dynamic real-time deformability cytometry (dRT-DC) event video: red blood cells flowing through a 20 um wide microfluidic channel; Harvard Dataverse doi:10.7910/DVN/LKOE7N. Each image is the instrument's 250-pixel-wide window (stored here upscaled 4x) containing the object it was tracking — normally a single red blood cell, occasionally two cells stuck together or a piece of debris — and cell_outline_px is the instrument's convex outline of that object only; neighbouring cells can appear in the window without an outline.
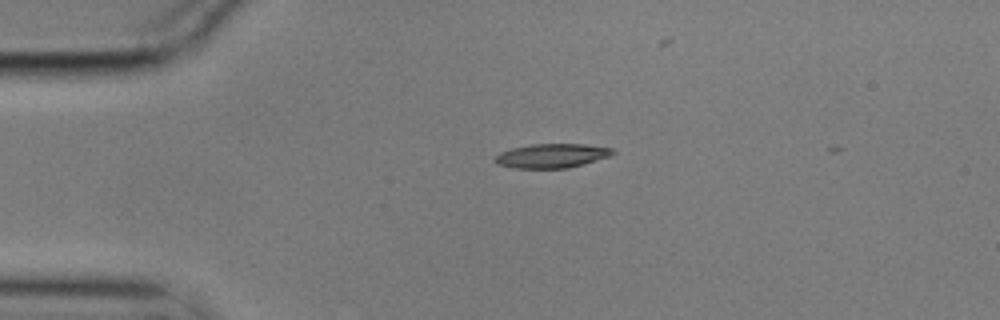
{"species": "common noctule bat (a hibernating species)", "species_latin": "Nyctalus noctula", "temperature_condition": "cold", "stored_images_in_passage": 42, "camera_frame_rate_fps": 3000, "um_per_image_px": 0.085, "animal": {"sex": "male", "body_mass_g": 17.9}, "frame": {"image": 1, "passage_image": 1, "time_ms": 0.0, "image_size_px": [1000, 320], "cell_outline_px": [[616, 152], [608, 156], [584, 164], [568, 168], [512, 168], [496, 164], [492, 160], [500, 152], [512, 148], [532, 144], [584, 144], [612, 148]], "centroid_in_image_um": [46.86, 13.24], "position_along_channel_um": 38.1, "area_um2": 16.59}}
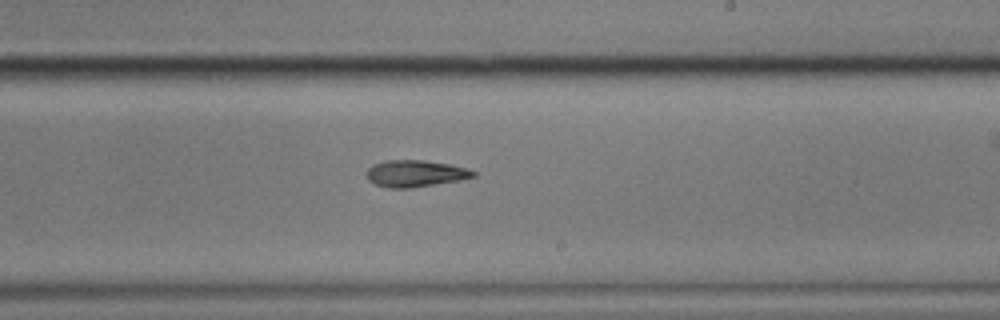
{"frame": {"image": 2, "passage_image": 22, "time_ms": 7.0, "image_size_px": [1000, 320], "cell_outline_px": [[476, 176], [460, 180], [408, 188], [388, 188], [376, 184], [368, 180], [368, 168], [372, 164], [384, 160], [424, 160], [448, 164], [464, 168], [476, 172]], "centroid_in_image_um": [35.27, 14.74], "position_along_channel_um": 253.7, "area_um2": 16.42}}
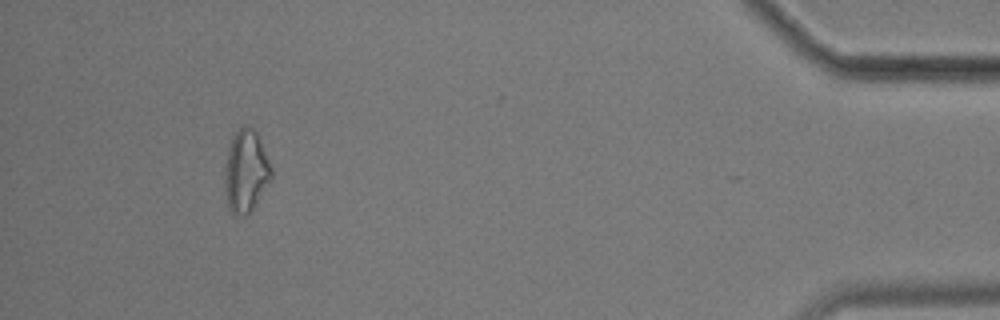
{"frame": {"image": 3, "passage_image": 41, "time_ms": 13.333, "image_size_px": [1000, 320], "cell_outline_px": [[272, 180], [248, 216], [240, 216], [232, 212], [228, 208], [224, 188], [224, 176], [228, 148], [236, 132], [244, 124], [248, 124], [256, 132], [260, 140], [272, 168]], "centroid_in_image_um": [20.91, 14.59], "position_along_channel_um": 414.3, "area_um2": 22.54}, "authors_computed_cell_mechanics": {"area_um2": 16.7042, "velocity_mm_per_s": 3.5223, "shape_relaxation_time_tau1_ms": 5.8656, "shape_relaxation_time_tau2_ms": 5.3136, "deformation_change_tau1": 0.1886, "deformation_change_tau2": 0.1523}}